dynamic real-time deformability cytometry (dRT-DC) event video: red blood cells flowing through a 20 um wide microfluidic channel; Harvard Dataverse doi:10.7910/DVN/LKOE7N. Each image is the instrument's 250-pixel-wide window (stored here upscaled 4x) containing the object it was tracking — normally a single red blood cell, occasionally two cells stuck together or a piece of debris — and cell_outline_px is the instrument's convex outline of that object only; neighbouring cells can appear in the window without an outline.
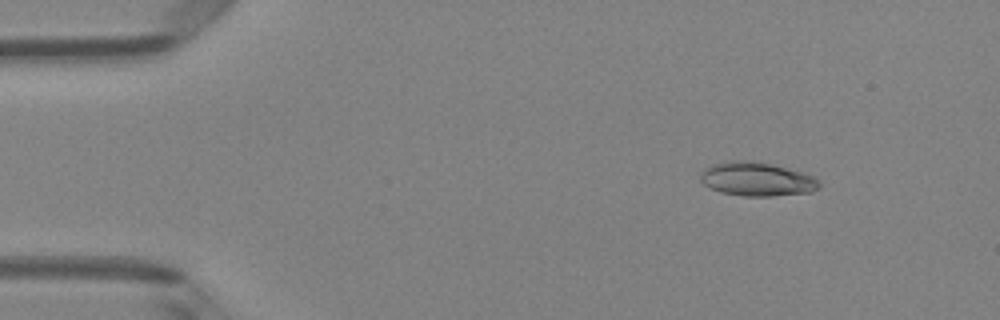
{"species": "Egyptian fruit bat (a non-hibernating species)", "species_latin": "Rousettus aegyptiacus", "temperature_condition": "room temperature", "stored_images_in_passage": 46, "camera_frame_rate_fps": 3000, "um_per_image_px": 0.085, "animal": {"sex": "female"}, "frame": {"image": 1, "passage_image": 3, "time_ms": 0.667, "image_size_px": [1000, 320], "cell_outline_px": [[820, 188], [812, 192], [772, 196], [744, 196], [720, 192], [704, 184], [700, 180], [700, 172], [712, 164], [728, 160], [752, 160], [804, 172], [816, 176], [820, 180]], "centroid_in_image_um": [64.37, 15.22], "position_along_channel_um": 20.6, "area_um2": 23.7}}
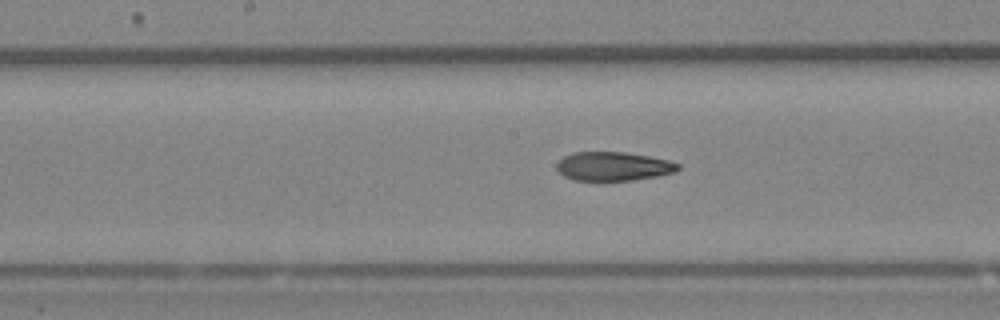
{"frame": {"image": 2, "passage_image": 22, "time_ms": 7.0, "image_size_px": [1000, 320], "cell_outline_px": [[680, 168], [676, 172], [656, 176], [632, 180], [572, 180], [564, 176], [556, 168], [556, 164], [564, 156], [572, 152], [624, 152], [648, 156], [668, 160], [680, 164]], "centroid_in_image_um": [52.13, 14.13], "position_along_channel_um": 196.1, "area_um2": 20.35}}
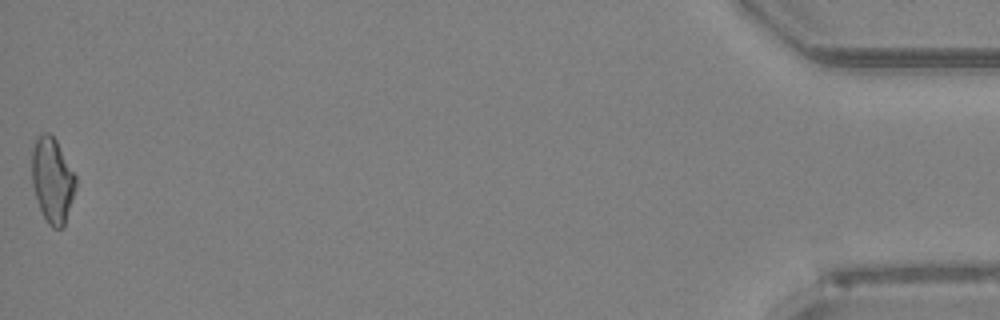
{"frame": {"image": 3, "passage_image": 46, "time_ms": 15.0, "image_size_px": [1000, 320], "cell_outline_px": [[76, 188], [64, 224], [60, 228], [52, 228], [48, 224], [36, 200], [32, 184], [32, 148], [36, 136], [40, 132], [48, 132], [56, 140], [76, 176]], "centroid_in_image_um": [4.43, 15.27], "position_along_channel_um": 430.8, "area_um2": 21.73}, "authors_computed_cell_mechanics": {"area_um2": 21.4149, "velocity_mm_per_s": 4.1444, "shape_relaxation_time_tau1_ms": null, "shape_relaxation_time_tau2_ms": 3.1991, "deformation_change_tau1": null, "deformation_change_tau2": 0.1119}}